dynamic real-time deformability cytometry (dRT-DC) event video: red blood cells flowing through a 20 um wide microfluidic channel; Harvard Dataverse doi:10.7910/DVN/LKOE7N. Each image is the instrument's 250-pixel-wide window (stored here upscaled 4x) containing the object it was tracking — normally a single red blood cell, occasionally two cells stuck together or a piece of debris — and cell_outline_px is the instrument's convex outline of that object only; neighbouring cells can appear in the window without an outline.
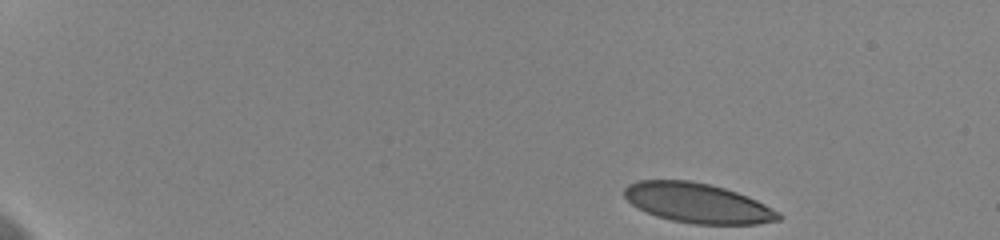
{"species": "human", "species_latin": "Homo sapiens", "temperature_condition": "cold", "stored_images_in_passage": 50, "camera_frame_rate_fps": 3000, "um_per_image_px": 0.085, "donor": {"sex": "female"}, "frame": {"image": 1, "passage_image": 1, "time_ms": 0.0, "image_size_px": [1000, 240], "cell_outline_px": [[784, 216], [780, 220], [756, 224], [692, 224], [672, 220], [656, 216], [632, 204], [624, 196], [624, 188], [628, 184], [636, 180], [688, 180], [708, 184], [724, 188], [748, 196], [780, 212]], "centroid_in_image_um": [59.31, 17.26], "position_along_channel_um": 25.7, "area_um2": 35.66}}
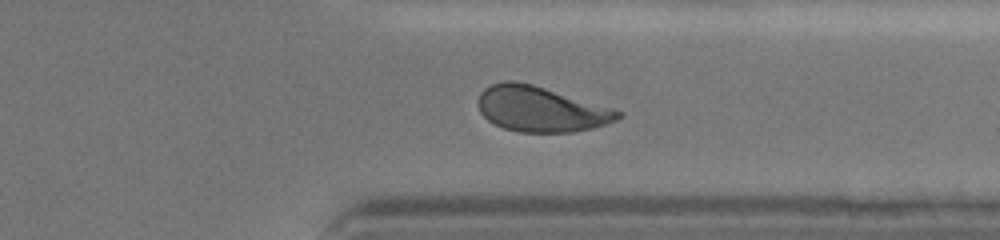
{"frame": {"image": 2, "passage_image": 40, "time_ms": 13.0, "image_size_px": [1000, 240], "cell_outline_px": [[624, 116], [616, 120], [592, 128], [572, 132], [520, 132], [504, 128], [488, 120], [480, 112], [476, 104], [476, 100], [480, 92], [484, 88], [492, 84], [504, 80], [512, 80], [532, 84], [612, 108], [624, 112]], "centroid_in_image_um": [45.93, 9.26], "position_along_channel_um": 365.5, "area_um2": 36.93}}
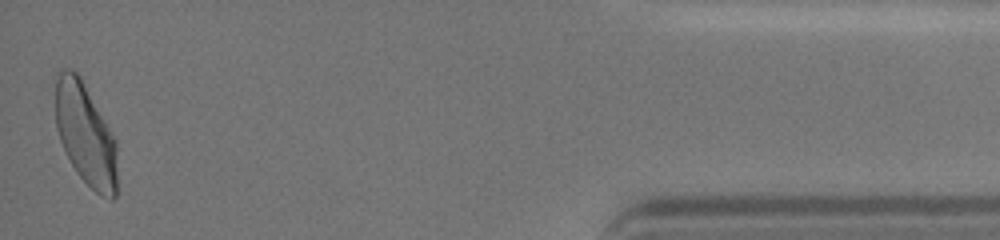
{"frame": {"image": 3, "passage_image": 50, "time_ms": 16.333, "image_size_px": [1000, 240], "cell_outline_px": [[116, 196], [112, 200], [100, 196], [76, 172], [60, 140], [56, 128], [52, 76], [60, 68], [72, 68], [80, 76], [116, 140]], "centroid_in_image_um": [7.2, 11.31], "position_along_channel_um": 428.0, "area_um2": 37.34}, "authors_computed_cell_mechanics": {"area_um2": 37.1654, "velocity_mm_per_s": 3.6107, "shape_relaxation_time_tau1_ms": 4.1758, "shape_relaxation_time_tau2_ms": 0.9622, "deformation_change_tau1": 0.148, "deformation_change_tau2": 0.0619}}